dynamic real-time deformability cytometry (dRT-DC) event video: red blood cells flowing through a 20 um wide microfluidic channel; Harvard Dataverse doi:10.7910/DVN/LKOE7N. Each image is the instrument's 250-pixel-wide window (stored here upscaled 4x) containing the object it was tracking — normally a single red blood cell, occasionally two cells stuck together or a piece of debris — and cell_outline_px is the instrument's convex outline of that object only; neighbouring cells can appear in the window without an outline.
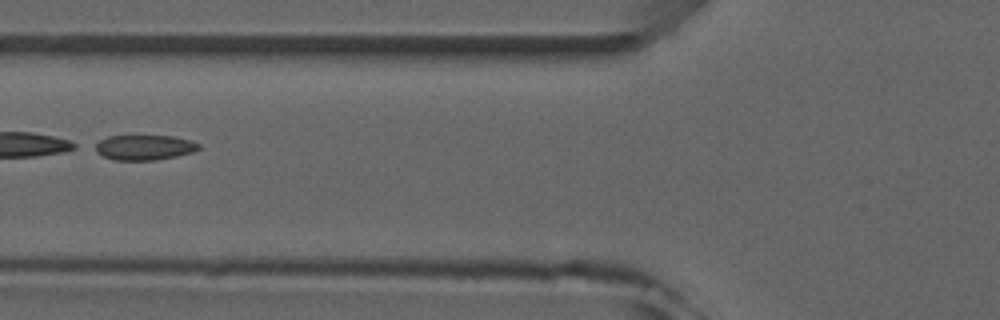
{"species": "common noctule bat (a hibernating species)", "species_latin": "Nyctalus noctula", "temperature_condition": "room temperature", "stored_images_in_passage": 6, "camera_frame_rate_fps": 3000, "um_per_image_px": 0.085, "animal": {"sex": "male", "forearm_length_mm": 52.5}, "frame": {"image": 1, "passage_image": 6, "time_ms": 5.667, "image_size_px": [1000, 320], "cell_outline_px": [[200, 148], [192, 152], [176, 156], [156, 160], [116, 160], [104, 156], [88, 148], [92, 144], [108, 136], [172, 136], [188, 140], [200, 144]], "centroid_in_image_um": [12.17, 12.53], "position_along_channel_um": 113.6, "area_um2": 15.26}}